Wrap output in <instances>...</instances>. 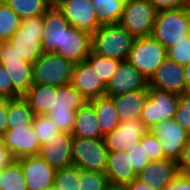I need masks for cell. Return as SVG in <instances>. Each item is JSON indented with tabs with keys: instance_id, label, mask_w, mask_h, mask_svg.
I'll list each match as a JSON object with an SVG mask.
<instances>
[{
	"instance_id": "cell-56",
	"label": "cell",
	"mask_w": 190,
	"mask_h": 190,
	"mask_svg": "<svg viewBox=\"0 0 190 190\" xmlns=\"http://www.w3.org/2000/svg\"><path fill=\"white\" fill-rule=\"evenodd\" d=\"M5 2H6V0H0V4L5 3Z\"/></svg>"
},
{
	"instance_id": "cell-2",
	"label": "cell",
	"mask_w": 190,
	"mask_h": 190,
	"mask_svg": "<svg viewBox=\"0 0 190 190\" xmlns=\"http://www.w3.org/2000/svg\"><path fill=\"white\" fill-rule=\"evenodd\" d=\"M152 36L168 50L190 36V13L184 8L158 11Z\"/></svg>"
},
{
	"instance_id": "cell-16",
	"label": "cell",
	"mask_w": 190,
	"mask_h": 190,
	"mask_svg": "<svg viewBox=\"0 0 190 190\" xmlns=\"http://www.w3.org/2000/svg\"><path fill=\"white\" fill-rule=\"evenodd\" d=\"M137 90H148V81L128 61H122L120 66L106 86L105 95L115 96Z\"/></svg>"
},
{
	"instance_id": "cell-55",
	"label": "cell",
	"mask_w": 190,
	"mask_h": 190,
	"mask_svg": "<svg viewBox=\"0 0 190 190\" xmlns=\"http://www.w3.org/2000/svg\"><path fill=\"white\" fill-rule=\"evenodd\" d=\"M1 175H2V170H0V182H1ZM1 187V184H0Z\"/></svg>"
},
{
	"instance_id": "cell-4",
	"label": "cell",
	"mask_w": 190,
	"mask_h": 190,
	"mask_svg": "<svg viewBox=\"0 0 190 190\" xmlns=\"http://www.w3.org/2000/svg\"><path fill=\"white\" fill-rule=\"evenodd\" d=\"M43 31V15L24 19L8 42L22 60L33 64L43 54L41 44Z\"/></svg>"
},
{
	"instance_id": "cell-42",
	"label": "cell",
	"mask_w": 190,
	"mask_h": 190,
	"mask_svg": "<svg viewBox=\"0 0 190 190\" xmlns=\"http://www.w3.org/2000/svg\"><path fill=\"white\" fill-rule=\"evenodd\" d=\"M163 190H190V175L179 172Z\"/></svg>"
},
{
	"instance_id": "cell-8",
	"label": "cell",
	"mask_w": 190,
	"mask_h": 190,
	"mask_svg": "<svg viewBox=\"0 0 190 190\" xmlns=\"http://www.w3.org/2000/svg\"><path fill=\"white\" fill-rule=\"evenodd\" d=\"M157 11L149 1L126 0L118 22L135 38L152 36Z\"/></svg>"
},
{
	"instance_id": "cell-1",
	"label": "cell",
	"mask_w": 190,
	"mask_h": 190,
	"mask_svg": "<svg viewBox=\"0 0 190 190\" xmlns=\"http://www.w3.org/2000/svg\"><path fill=\"white\" fill-rule=\"evenodd\" d=\"M135 40L119 23L104 24L92 34V53L126 61Z\"/></svg>"
},
{
	"instance_id": "cell-21",
	"label": "cell",
	"mask_w": 190,
	"mask_h": 190,
	"mask_svg": "<svg viewBox=\"0 0 190 190\" xmlns=\"http://www.w3.org/2000/svg\"><path fill=\"white\" fill-rule=\"evenodd\" d=\"M71 85L89 102L105 95L106 86L99 80L95 70L87 61L75 64L72 71Z\"/></svg>"
},
{
	"instance_id": "cell-27",
	"label": "cell",
	"mask_w": 190,
	"mask_h": 190,
	"mask_svg": "<svg viewBox=\"0 0 190 190\" xmlns=\"http://www.w3.org/2000/svg\"><path fill=\"white\" fill-rule=\"evenodd\" d=\"M89 102L95 109L98 124L103 137L114 131L119 126L120 120L118 113L110 96L103 95L96 99L90 100Z\"/></svg>"
},
{
	"instance_id": "cell-10",
	"label": "cell",
	"mask_w": 190,
	"mask_h": 190,
	"mask_svg": "<svg viewBox=\"0 0 190 190\" xmlns=\"http://www.w3.org/2000/svg\"><path fill=\"white\" fill-rule=\"evenodd\" d=\"M149 131L159 141L164 157L178 162L184 146L190 140L189 132L176 123L174 119L161 121Z\"/></svg>"
},
{
	"instance_id": "cell-38",
	"label": "cell",
	"mask_w": 190,
	"mask_h": 190,
	"mask_svg": "<svg viewBox=\"0 0 190 190\" xmlns=\"http://www.w3.org/2000/svg\"><path fill=\"white\" fill-rule=\"evenodd\" d=\"M174 120L182 128L190 132V93L179 94V104Z\"/></svg>"
},
{
	"instance_id": "cell-52",
	"label": "cell",
	"mask_w": 190,
	"mask_h": 190,
	"mask_svg": "<svg viewBox=\"0 0 190 190\" xmlns=\"http://www.w3.org/2000/svg\"><path fill=\"white\" fill-rule=\"evenodd\" d=\"M52 6H57L63 0H49Z\"/></svg>"
},
{
	"instance_id": "cell-44",
	"label": "cell",
	"mask_w": 190,
	"mask_h": 190,
	"mask_svg": "<svg viewBox=\"0 0 190 190\" xmlns=\"http://www.w3.org/2000/svg\"><path fill=\"white\" fill-rule=\"evenodd\" d=\"M9 98L0 97V137L7 131Z\"/></svg>"
},
{
	"instance_id": "cell-37",
	"label": "cell",
	"mask_w": 190,
	"mask_h": 190,
	"mask_svg": "<svg viewBox=\"0 0 190 190\" xmlns=\"http://www.w3.org/2000/svg\"><path fill=\"white\" fill-rule=\"evenodd\" d=\"M129 155L131 166L138 176V174L149 164V157L146 155L145 144H141V141L136 143L131 150L126 151Z\"/></svg>"
},
{
	"instance_id": "cell-46",
	"label": "cell",
	"mask_w": 190,
	"mask_h": 190,
	"mask_svg": "<svg viewBox=\"0 0 190 190\" xmlns=\"http://www.w3.org/2000/svg\"><path fill=\"white\" fill-rule=\"evenodd\" d=\"M7 60H22L8 41L3 42L0 51V62H7Z\"/></svg>"
},
{
	"instance_id": "cell-53",
	"label": "cell",
	"mask_w": 190,
	"mask_h": 190,
	"mask_svg": "<svg viewBox=\"0 0 190 190\" xmlns=\"http://www.w3.org/2000/svg\"><path fill=\"white\" fill-rule=\"evenodd\" d=\"M47 190H56V188L54 186L50 187L49 189Z\"/></svg>"
},
{
	"instance_id": "cell-49",
	"label": "cell",
	"mask_w": 190,
	"mask_h": 190,
	"mask_svg": "<svg viewBox=\"0 0 190 190\" xmlns=\"http://www.w3.org/2000/svg\"><path fill=\"white\" fill-rule=\"evenodd\" d=\"M186 93H190V62L184 66Z\"/></svg>"
},
{
	"instance_id": "cell-9",
	"label": "cell",
	"mask_w": 190,
	"mask_h": 190,
	"mask_svg": "<svg viewBox=\"0 0 190 190\" xmlns=\"http://www.w3.org/2000/svg\"><path fill=\"white\" fill-rule=\"evenodd\" d=\"M179 94L148 87V98L141 111L140 119L148 129L161 121L174 119Z\"/></svg>"
},
{
	"instance_id": "cell-22",
	"label": "cell",
	"mask_w": 190,
	"mask_h": 190,
	"mask_svg": "<svg viewBox=\"0 0 190 190\" xmlns=\"http://www.w3.org/2000/svg\"><path fill=\"white\" fill-rule=\"evenodd\" d=\"M120 122L140 119L141 111L148 98V90H137L110 96Z\"/></svg>"
},
{
	"instance_id": "cell-36",
	"label": "cell",
	"mask_w": 190,
	"mask_h": 190,
	"mask_svg": "<svg viewBox=\"0 0 190 190\" xmlns=\"http://www.w3.org/2000/svg\"><path fill=\"white\" fill-rule=\"evenodd\" d=\"M79 190H105L109 185L105 173L90 170H80Z\"/></svg>"
},
{
	"instance_id": "cell-17",
	"label": "cell",
	"mask_w": 190,
	"mask_h": 190,
	"mask_svg": "<svg viewBox=\"0 0 190 190\" xmlns=\"http://www.w3.org/2000/svg\"><path fill=\"white\" fill-rule=\"evenodd\" d=\"M1 138L14 159L39 154L41 145L33 125L29 128L7 129Z\"/></svg>"
},
{
	"instance_id": "cell-47",
	"label": "cell",
	"mask_w": 190,
	"mask_h": 190,
	"mask_svg": "<svg viewBox=\"0 0 190 190\" xmlns=\"http://www.w3.org/2000/svg\"><path fill=\"white\" fill-rule=\"evenodd\" d=\"M14 158L9 150L6 148L2 138L0 137V170L8 166Z\"/></svg>"
},
{
	"instance_id": "cell-39",
	"label": "cell",
	"mask_w": 190,
	"mask_h": 190,
	"mask_svg": "<svg viewBox=\"0 0 190 190\" xmlns=\"http://www.w3.org/2000/svg\"><path fill=\"white\" fill-rule=\"evenodd\" d=\"M167 51L170 60L185 66L190 62V36L171 46Z\"/></svg>"
},
{
	"instance_id": "cell-54",
	"label": "cell",
	"mask_w": 190,
	"mask_h": 190,
	"mask_svg": "<svg viewBox=\"0 0 190 190\" xmlns=\"http://www.w3.org/2000/svg\"><path fill=\"white\" fill-rule=\"evenodd\" d=\"M2 44H3V41L0 40V51H1V48H2Z\"/></svg>"
},
{
	"instance_id": "cell-23",
	"label": "cell",
	"mask_w": 190,
	"mask_h": 190,
	"mask_svg": "<svg viewBox=\"0 0 190 190\" xmlns=\"http://www.w3.org/2000/svg\"><path fill=\"white\" fill-rule=\"evenodd\" d=\"M105 174L109 184L125 185L137 178L126 151L108 152Z\"/></svg>"
},
{
	"instance_id": "cell-24",
	"label": "cell",
	"mask_w": 190,
	"mask_h": 190,
	"mask_svg": "<svg viewBox=\"0 0 190 190\" xmlns=\"http://www.w3.org/2000/svg\"><path fill=\"white\" fill-rule=\"evenodd\" d=\"M73 137L97 139L103 138L95 109L90 102H86L75 114Z\"/></svg>"
},
{
	"instance_id": "cell-35",
	"label": "cell",
	"mask_w": 190,
	"mask_h": 190,
	"mask_svg": "<svg viewBox=\"0 0 190 190\" xmlns=\"http://www.w3.org/2000/svg\"><path fill=\"white\" fill-rule=\"evenodd\" d=\"M33 127L41 146L54 139L55 135L60 132L57 125L52 123V120L47 115L35 116Z\"/></svg>"
},
{
	"instance_id": "cell-14",
	"label": "cell",
	"mask_w": 190,
	"mask_h": 190,
	"mask_svg": "<svg viewBox=\"0 0 190 190\" xmlns=\"http://www.w3.org/2000/svg\"><path fill=\"white\" fill-rule=\"evenodd\" d=\"M149 129L141 119L120 122L119 126L111 133L106 134L103 138L108 152L128 151Z\"/></svg>"
},
{
	"instance_id": "cell-34",
	"label": "cell",
	"mask_w": 190,
	"mask_h": 190,
	"mask_svg": "<svg viewBox=\"0 0 190 190\" xmlns=\"http://www.w3.org/2000/svg\"><path fill=\"white\" fill-rule=\"evenodd\" d=\"M79 177L80 169L78 167L57 169L53 186L56 190H79Z\"/></svg>"
},
{
	"instance_id": "cell-45",
	"label": "cell",
	"mask_w": 190,
	"mask_h": 190,
	"mask_svg": "<svg viewBox=\"0 0 190 190\" xmlns=\"http://www.w3.org/2000/svg\"><path fill=\"white\" fill-rule=\"evenodd\" d=\"M177 166L179 172L190 175V140L184 146Z\"/></svg>"
},
{
	"instance_id": "cell-33",
	"label": "cell",
	"mask_w": 190,
	"mask_h": 190,
	"mask_svg": "<svg viewBox=\"0 0 190 190\" xmlns=\"http://www.w3.org/2000/svg\"><path fill=\"white\" fill-rule=\"evenodd\" d=\"M20 25V17L6 3L0 4V40L9 41Z\"/></svg>"
},
{
	"instance_id": "cell-5",
	"label": "cell",
	"mask_w": 190,
	"mask_h": 190,
	"mask_svg": "<svg viewBox=\"0 0 190 190\" xmlns=\"http://www.w3.org/2000/svg\"><path fill=\"white\" fill-rule=\"evenodd\" d=\"M168 58V51L153 36L136 38L128 61L149 81Z\"/></svg>"
},
{
	"instance_id": "cell-29",
	"label": "cell",
	"mask_w": 190,
	"mask_h": 190,
	"mask_svg": "<svg viewBox=\"0 0 190 190\" xmlns=\"http://www.w3.org/2000/svg\"><path fill=\"white\" fill-rule=\"evenodd\" d=\"M5 3L21 20L44 15L52 6L49 0H6Z\"/></svg>"
},
{
	"instance_id": "cell-43",
	"label": "cell",
	"mask_w": 190,
	"mask_h": 190,
	"mask_svg": "<svg viewBox=\"0 0 190 190\" xmlns=\"http://www.w3.org/2000/svg\"><path fill=\"white\" fill-rule=\"evenodd\" d=\"M155 10L162 11L167 9L183 8L184 0H149Z\"/></svg>"
},
{
	"instance_id": "cell-13",
	"label": "cell",
	"mask_w": 190,
	"mask_h": 190,
	"mask_svg": "<svg viewBox=\"0 0 190 190\" xmlns=\"http://www.w3.org/2000/svg\"><path fill=\"white\" fill-rule=\"evenodd\" d=\"M27 181V190H47L53 186L56 169L39 154L16 159Z\"/></svg>"
},
{
	"instance_id": "cell-32",
	"label": "cell",
	"mask_w": 190,
	"mask_h": 190,
	"mask_svg": "<svg viewBox=\"0 0 190 190\" xmlns=\"http://www.w3.org/2000/svg\"><path fill=\"white\" fill-rule=\"evenodd\" d=\"M26 183L20 163L16 159L2 169L0 190H27Z\"/></svg>"
},
{
	"instance_id": "cell-3",
	"label": "cell",
	"mask_w": 190,
	"mask_h": 190,
	"mask_svg": "<svg viewBox=\"0 0 190 190\" xmlns=\"http://www.w3.org/2000/svg\"><path fill=\"white\" fill-rule=\"evenodd\" d=\"M88 102L71 84L58 86L47 116L60 132L72 133L76 112Z\"/></svg>"
},
{
	"instance_id": "cell-6",
	"label": "cell",
	"mask_w": 190,
	"mask_h": 190,
	"mask_svg": "<svg viewBox=\"0 0 190 190\" xmlns=\"http://www.w3.org/2000/svg\"><path fill=\"white\" fill-rule=\"evenodd\" d=\"M74 65L54 52H43L32 64L33 83L57 87L71 84Z\"/></svg>"
},
{
	"instance_id": "cell-31",
	"label": "cell",
	"mask_w": 190,
	"mask_h": 190,
	"mask_svg": "<svg viewBox=\"0 0 190 190\" xmlns=\"http://www.w3.org/2000/svg\"><path fill=\"white\" fill-rule=\"evenodd\" d=\"M86 61L95 70L99 80L107 86L109 81L117 72L122 61L103 57L94 53H90Z\"/></svg>"
},
{
	"instance_id": "cell-11",
	"label": "cell",
	"mask_w": 190,
	"mask_h": 190,
	"mask_svg": "<svg viewBox=\"0 0 190 190\" xmlns=\"http://www.w3.org/2000/svg\"><path fill=\"white\" fill-rule=\"evenodd\" d=\"M57 7L72 27L93 34L101 26L91 0H63Z\"/></svg>"
},
{
	"instance_id": "cell-18",
	"label": "cell",
	"mask_w": 190,
	"mask_h": 190,
	"mask_svg": "<svg viewBox=\"0 0 190 190\" xmlns=\"http://www.w3.org/2000/svg\"><path fill=\"white\" fill-rule=\"evenodd\" d=\"M71 133L59 132L55 138L40 147L39 155L53 168L62 169L72 166Z\"/></svg>"
},
{
	"instance_id": "cell-7",
	"label": "cell",
	"mask_w": 190,
	"mask_h": 190,
	"mask_svg": "<svg viewBox=\"0 0 190 190\" xmlns=\"http://www.w3.org/2000/svg\"><path fill=\"white\" fill-rule=\"evenodd\" d=\"M108 150L104 138L86 139L73 137L72 166L80 170L105 173Z\"/></svg>"
},
{
	"instance_id": "cell-20",
	"label": "cell",
	"mask_w": 190,
	"mask_h": 190,
	"mask_svg": "<svg viewBox=\"0 0 190 190\" xmlns=\"http://www.w3.org/2000/svg\"><path fill=\"white\" fill-rule=\"evenodd\" d=\"M69 26L63 12L57 6H51L43 15L42 51L55 52Z\"/></svg>"
},
{
	"instance_id": "cell-25",
	"label": "cell",
	"mask_w": 190,
	"mask_h": 190,
	"mask_svg": "<svg viewBox=\"0 0 190 190\" xmlns=\"http://www.w3.org/2000/svg\"><path fill=\"white\" fill-rule=\"evenodd\" d=\"M56 90L57 86L54 85L33 84L23 98L35 116L47 115L54 105Z\"/></svg>"
},
{
	"instance_id": "cell-30",
	"label": "cell",
	"mask_w": 190,
	"mask_h": 190,
	"mask_svg": "<svg viewBox=\"0 0 190 190\" xmlns=\"http://www.w3.org/2000/svg\"><path fill=\"white\" fill-rule=\"evenodd\" d=\"M101 25L120 21L126 0H91Z\"/></svg>"
},
{
	"instance_id": "cell-51",
	"label": "cell",
	"mask_w": 190,
	"mask_h": 190,
	"mask_svg": "<svg viewBox=\"0 0 190 190\" xmlns=\"http://www.w3.org/2000/svg\"><path fill=\"white\" fill-rule=\"evenodd\" d=\"M183 8L190 13V0H184Z\"/></svg>"
},
{
	"instance_id": "cell-28",
	"label": "cell",
	"mask_w": 190,
	"mask_h": 190,
	"mask_svg": "<svg viewBox=\"0 0 190 190\" xmlns=\"http://www.w3.org/2000/svg\"><path fill=\"white\" fill-rule=\"evenodd\" d=\"M35 114L22 97L9 99L7 129L29 128L33 125Z\"/></svg>"
},
{
	"instance_id": "cell-15",
	"label": "cell",
	"mask_w": 190,
	"mask_h": 190,
	"mask_svg": "<svg viewBox=\"0 0 190 190\" xmlns=\"http://www.w3.org/2000/svg\"><path fill=\"white\" fill-rule=\"evenodd\" d=\"M148 87L176 94L186 93L184 66L167 58L148 81Z\"/></svg>"
},
{
	"instance_id": "cell-19",
	"label": "cell",
	"mask_w": 190,
	"mask_h": 190,
	"mask_svg": "<svg viewBox=\"0 0 190 190\" xmlns=\"http://www.w3.org/2000/svg\"><path fill=\"white\" fill-rule=\"evenodd\" d=\"M179 173L177 162L171 159L150 161L138 174L137 179L149 190H163Z\"/></svg>"
},
{
	"instance_id": "cell-12",
	"label": "cell",
	"mask_w": 190,
	"mask_h": 190,
	"mask_svg": "<svg viewBox=\"0 0 190 190\" xmlns=\"http://www.w3.org/2000/svg\"><path fill=\"white\" fill-rule=\"evenodd\" d=\"M91 52L92 34L69 26L63 32L61 46L57 47L54 53L71 61L73 64H79L86 61Z\"/></svg>"
},
{
	"instance_id": "cell-50",
	"label": "cell",
	"mask_w": 190,
	"mask_h": 190,
	"mask_svg": "<svg viewBox=\"0 0 190 190\" xmlns=\"http://www.w3.org/2000/svg\"><path fill=\"white\" fill-rule=\"evenodd\" d=\"M105 190H126L125 185L109 184Z\"/></svg>"
},
{
	"instance_id": "cell-48",
	"label": "cell",
	"mask_w": 190,
	"mask_h": 190,
	"mask_svg": "<svg viewBox=\"0 0 190 190\" xmlns=\"http://www.w3.org/2000/svg\"><path fill=\"white\" fill-rule=\"evenodd\" d=\"M126 190H149L143 182L139 181L137 178L132 182L125 184Z\"/></svg>"
},
{
	"instance_id": "cell-26",
	"label": "cell",
	"mask_w": 190,
	"mask_h": 190,
	"mask_svg": "<svg viewBox=\"0 0 190 190\" xmlns=\"http://www.w3.org/2000/svg\"><path fill=\"white\" fill-rule=\"evenodd\" d=\"M6 69L13 88L24 96L33 83L32 64L24 60H7V62H0Z\"/></svg>"
},
{
	"instance_id": "cell-40",
	"label": "cell",
	"mask_w": 190,
	"mask_h": 190,
	"mask_svg": "<svg viewBox=\"0 0 190 190\" xmlns=\"http://www.w3.org/2000/svg\"><path fill=\"white\" fill-rule=\"evenodd\" d=\"M141 144H145L146 155L150 161L166 159L159 141L150 131L143 135Z\"/></svg>"
},
{
	"instance_id": "cell-41",
	"label": "cell",
	"mask_w": 190,
	"mask_h": 190,
	"mask_svg": "<svg viewBox=\"0 0 190 190\" xmlns=\"http://www.w3.org/2000/svg\"><path fill=\"white\" fill-rule=\"evenodd\" d=\"M0 97L15 99L22 97L14 88L8 73L0 63Z\"/></svg>"
}]
</instances>
